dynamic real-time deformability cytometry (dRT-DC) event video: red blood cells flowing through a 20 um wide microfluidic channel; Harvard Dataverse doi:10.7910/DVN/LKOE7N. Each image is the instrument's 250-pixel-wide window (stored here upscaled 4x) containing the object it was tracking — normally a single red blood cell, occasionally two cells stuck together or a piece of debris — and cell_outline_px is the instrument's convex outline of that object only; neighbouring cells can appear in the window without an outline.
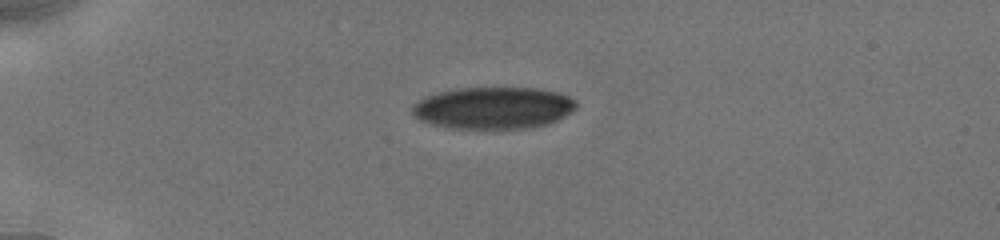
{"species": "human", "species_latin": "Homo sapiens", "temperature_condition": "cold", "stored_images_in_passage": 29, "camera_frame_rate_fps": 3000, "um_per_image_px": 0.085, "donor": {"sex": "male"}, "frame": {"image": 1, "passage_image": 1, "time_ms": 0.0, "image_size_px": [1000, 240], "cell_outline_px": [[576, 108], [564, 116], [548, 124], [532, 128], [448, 128], [432, 124], [420, 120], [412, 112], [412, 104], [428, 96], [440, 92], [456, 88], [532, 88], [556, 92], [568, 96], [576, 100]], "centroid_in_image_um": [41.94, 9.18], "position_along_channel_um": 43.1, "area_um2": 39.82}}
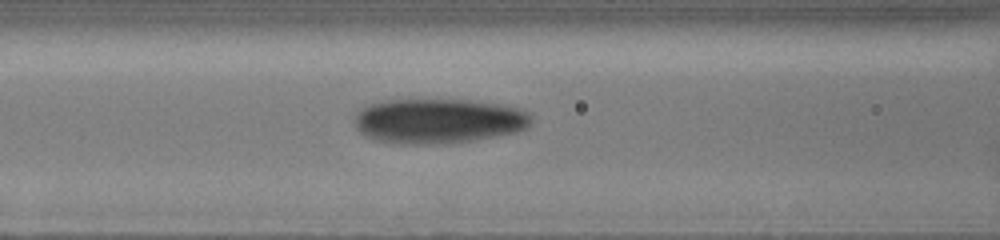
{"frame": {"image": 2, "passage_image": 20, "time_ms": 3.333, "image_size_px": [1000, 240], "cell_outline_px": [[532, 120], [524, 128], [516, 132], [496, 136], [472, 140], [424, 144], [404, 144], [376, 140], [360, 132], [356, 128], [356, 112], [360, 108], [368, 104], [384, 100], [468, 100], [496, 104], [516, 108], [532, 116]], "centroid_in_image_um": [37.21, 10.27], "position_along_channel_um": 129.4, "area_um2": 45.55}}
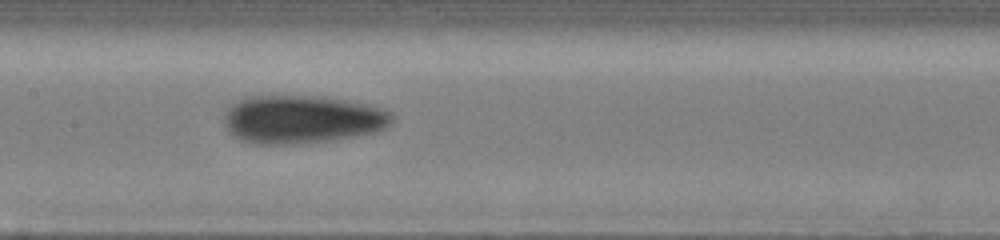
{"frame": {"image": 3, "passage_image": 28, "time_ms": 4.667, "image_size_px": [1000, 240], "cell_outline_px": [[392, 124], [376, 132], [328, 140], [284, 144], [256, 144], [240, 140], [228, 132], [224, 128], [224, 112], [232, 104], [240, 100], [256, 96], [324, 96], [348, 100], [368, 104], [392, 112]], "centroid_in_image_um": [25.65, 10.13], "position_along_channel_um": 181.7, "area_um2": 47.11}}